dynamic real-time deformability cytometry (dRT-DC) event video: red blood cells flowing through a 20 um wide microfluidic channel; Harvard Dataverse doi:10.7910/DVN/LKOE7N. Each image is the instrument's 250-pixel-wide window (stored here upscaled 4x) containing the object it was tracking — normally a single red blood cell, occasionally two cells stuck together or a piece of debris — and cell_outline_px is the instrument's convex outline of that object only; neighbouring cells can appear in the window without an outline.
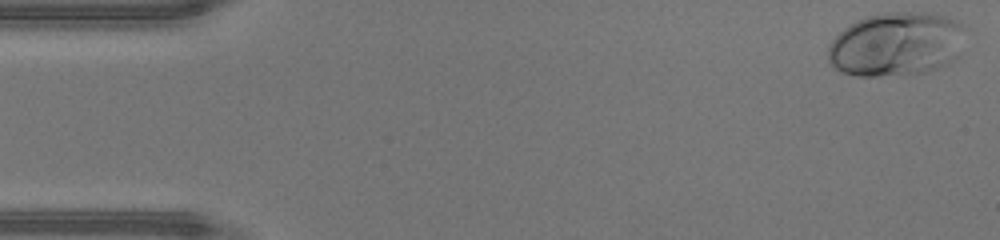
{"species": "human", "species_latin": "Homo sapiens", "temperature_condition": "warm", "stored_images_in_passage": 45, "camera_frame_rate_fps": 3000, "um_per_image_px": 0.085, "donor": {"sex": "male"}, "frame": {"image": 1, "passage_image": 1, "time_ms": 0.0, "image_size_px": [1000, 240], "cell_outline_px": [[960, 24], [956, 56], [948, 64], [924, 72], [908, 76], [856, 76], [840, 72], [832, 68], [828, 60], [828, 44], [844, 28], [856, 20], [868, 16], [884, 12], [928, 12], [944, 16], [956, 20]], "centroid_in_image_um": [76.06, 3.78], "position_along_channel_um": 8.9, "area_um2": 50.92}}
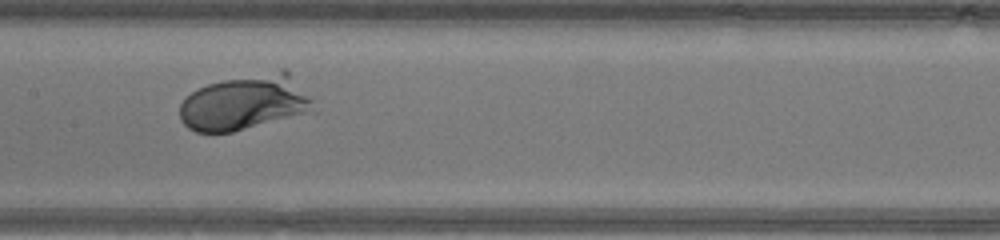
{"frame": {"image": 2, "passage_image": 22, "time_ms": 7.0, "image_size_px": [1000, 240], "cell_outline_px": [[316, 112], [232, 132], [196, 132], [188, 128], [180, 120], [180, 104], [192, 92], [208, 84], [224, 80], [284, 68], [288, 68], [312, 100]], "centroid_in_image_um": [20.89, 8.72], "position_along_channel_um": 186.5, "area_um2": 43.23}}
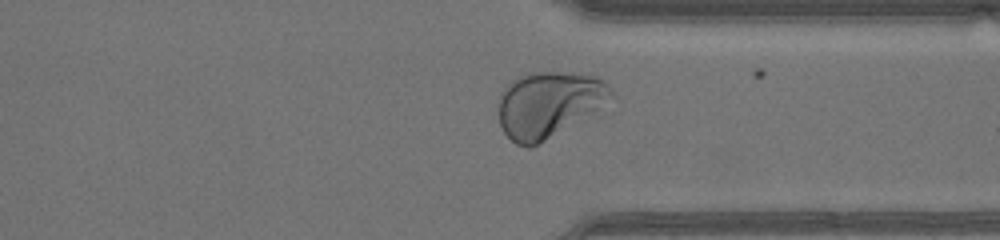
{"frame": {"image": 3, "passage_image": 34, "time_ms": 11.0, "image_size_px": [1000, 240], "cell_outline_px": [[620, 100], [532, 148], [528, 148], [516, 144], [504, 132], [500, 124], [500, 92], [516, 76], [528, 72], [580, 72], [596, 76], [604, 80]], "centroid_in_image_um": [46.78, 8.86], "position_along_channel_um": 364.6, "area_um2": 44.8}, "authors_computed_cell_mechanics": {"area_um2": 43.6968, "velocity_mm_per_s": 4.471, "shape_relaxation_time_tau1_ms": 1.3965, "shape_relaxation_time_tau2_ms": null, "deformation_change_tau1": 0.1001, "deformation_change_tau2": null}}